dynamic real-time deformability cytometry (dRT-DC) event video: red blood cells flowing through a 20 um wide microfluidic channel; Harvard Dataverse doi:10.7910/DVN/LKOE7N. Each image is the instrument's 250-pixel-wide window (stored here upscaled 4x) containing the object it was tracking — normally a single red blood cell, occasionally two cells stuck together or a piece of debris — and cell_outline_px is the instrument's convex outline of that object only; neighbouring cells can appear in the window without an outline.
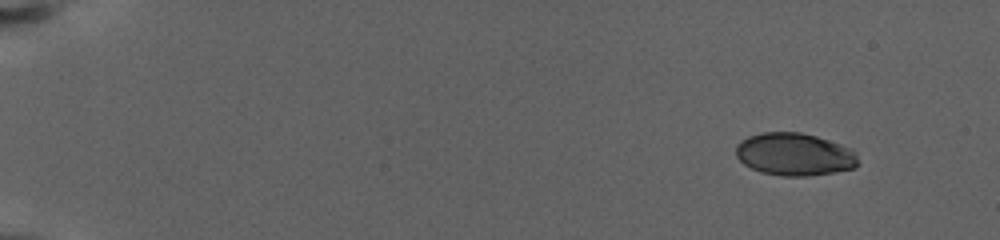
{"species": "human", "species_latin": "Homo sapiens", "temperature_condition": "warm", "stored_images_in_passage": 51, "camera_frame_rate_fps": 3000, "um_per_image_px": 0.085, "donor": {"sex": "female"}, "frame": {"image": 1, "passage_image": 1, "time_ms": 0.0, "image_size_px": [1000, 240], "cell_outline_px": [[860, 164], [856, 168], [808, 176], [784, 176], [760, 172], [744, 164], [736, 156], [736, 144], [740, 140], [748, 136], [764, 132], [800, 132], [816, 136], [852, 148], [856, 152]], "centroid_in_image_um": [67.55, 13.11], "position_along_channel_um": 17.5, "area_um2": 30.58}}
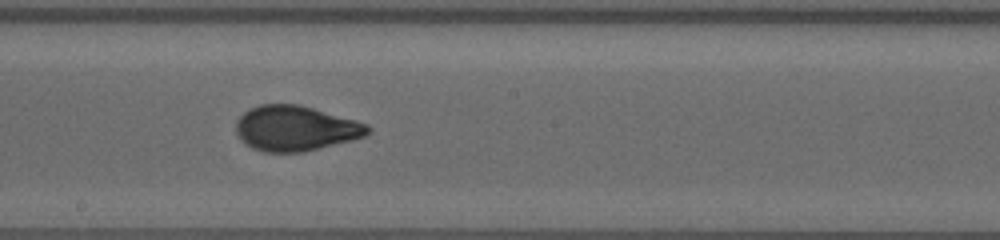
{"frame": {"image": 2, "passage_image": 28, "time_ms": 12.667, "image_size_px": [1000, 240], "cell_outline_px": [[372, 132], [364, 136], [352, 140], [304, 152], [264, 152], [252, 148], [240, 140], [236, 132], [236, 124], [240, 116], [244, 112], [260, 104], [296, 104], [312, 108], [356, 120], [368, 124], [372, 128]], "centroid_in_image_um": [25.13, 10.92], "position_along_channel_um": 223.1, "area_um2": 34.68}}
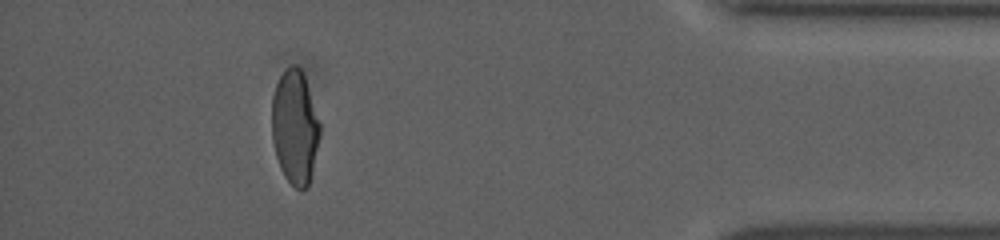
{"frame": {"image": 3, "passage_image": 48, "time_ms": 20.667, "image_size_px": [1000, 240], "cell_outline_px": [[320, 136], [312, 172], [308, 188], [300, 192], [284, 176], [280, 168], [276, 156], [272, 140], [272, 96], [276, 84], [280, 76], [292, 64], [296, 64], [304, 72], [320, 124]], "centroid_in_image_um": [25.07, 10.82], "position_along_channel_um": 410.1, "area_um2": 32.19}, "authors_computed_cell_mechanics": {"area_um2": 33.3506, "velocity_mm_per_s": 2.8402, "shape_relaxation_time_tau1_ms": 8.7361, "shape_relaxation_time_tau2_ms": null, "deformation_change_tau1": 0.2377, "deformation_change_tau2": null}}